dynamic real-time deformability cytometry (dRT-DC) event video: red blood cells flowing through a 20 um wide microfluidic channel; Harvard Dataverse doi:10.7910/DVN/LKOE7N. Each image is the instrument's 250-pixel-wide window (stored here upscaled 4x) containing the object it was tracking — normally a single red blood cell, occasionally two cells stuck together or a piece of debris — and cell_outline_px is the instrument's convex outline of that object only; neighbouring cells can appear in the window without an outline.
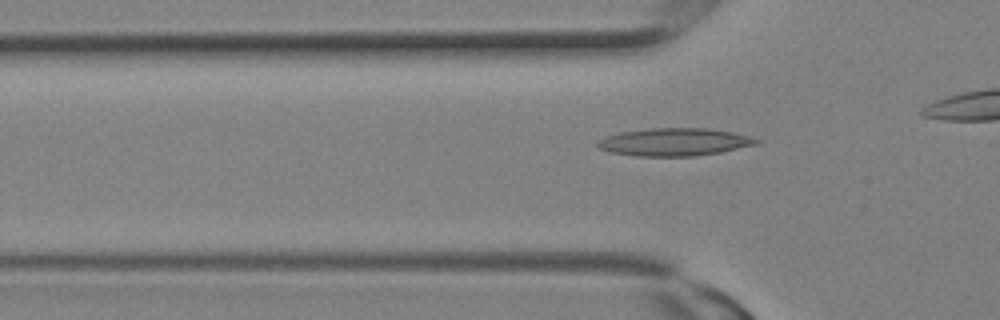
{"species": "Egyptian fruit bat (a non-hibernating species)", "species_latin": "Rousettus aegyptiacus", "temperature_condition": "room temperature", "stored_images_in_passage": 4, "camera_frame_rate_fps": 3000, "um_per_image_px": 0.085, "animal": {"sex": "female"}, "frame": {"image": 1, "passage_image": 3, "time_ms": 0.667, "image_size_px": [1000, 320], "cell_outline_px": [[760, 140], [756, 144], [720, 152], [692, 156], [636, 156], [608, 152], [600, 148], [596, 144], [596, 140], [604, 136], [620, 132], [648, 128], [708, 128], [732, 132], [752, 136]], "centroid_in_image_um": [57.27, 12.06], "position_along_channel_um": 68.5, "area_um2": 25.78}}